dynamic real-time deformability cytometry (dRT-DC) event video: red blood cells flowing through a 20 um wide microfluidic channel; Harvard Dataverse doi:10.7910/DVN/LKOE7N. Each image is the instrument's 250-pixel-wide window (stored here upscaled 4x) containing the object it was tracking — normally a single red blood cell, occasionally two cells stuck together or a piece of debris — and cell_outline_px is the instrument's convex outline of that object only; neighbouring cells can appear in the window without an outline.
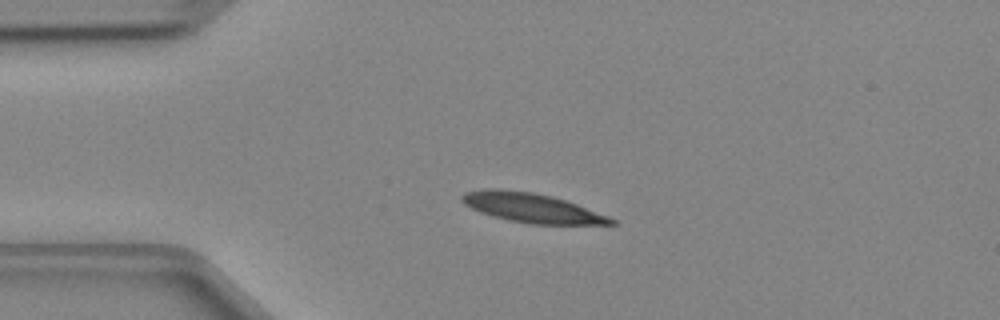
{"species": "Egyptian fruit bat (a non-hibernating species)", "species_latin": "Rousettus aegyptiacus", "temperature_condition": "cold", "stored_images_in_passage": 32, "camera_frame_rate_fps": 3000, "um_per_image_px": 0.085, "animal": {"sex": "female"}, "frame": {"image": 1, "passage_image": 1, "time_ms": 0.0, "image_size_px": [1000, 320], "cell_outline_px": [[616, 224], [528, 224], [508, 220], [492, 216], [480, 212], [464, 204], [460, 200], [460, 196], [464, 192], [484, 188], [500, 188], [532, 192], [552, 196], [576, 204], [608, 216], [616, 220]], "centroid_in_image_um": [45.13, 17.65], "position_along_channel_um": 39.9, "area_um2": 25.55}}
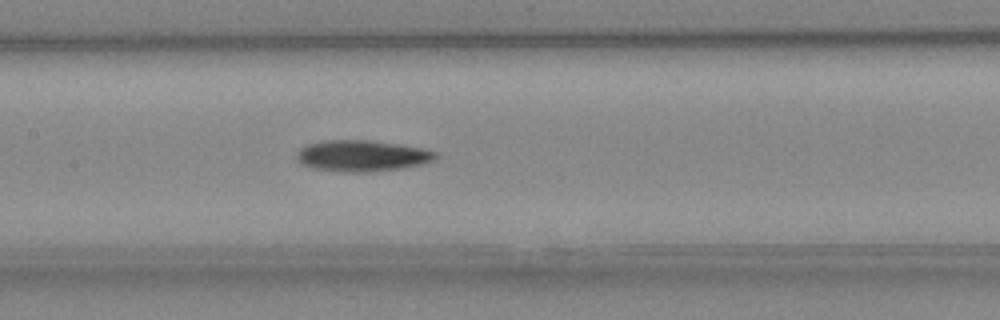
{"frame": {"image": 2, "passage_image": 11, "time_ms": 3.333, "image_size_px": [1000, 320], "cell_outline_px": [[440, 156], [436, 160], [424, 164], [404, 168], [368, 172], [344, 172], [312, 168], [300, 164], [296, 160], [296, 152], [300, 148], [308, 144], [324, 140], [368, 140], [424, 148], [436, 152]], "centroid_in_image_um": [30.78, 13.25], "position_along_channel_um": 176.6, "area_um2": 25.61}}
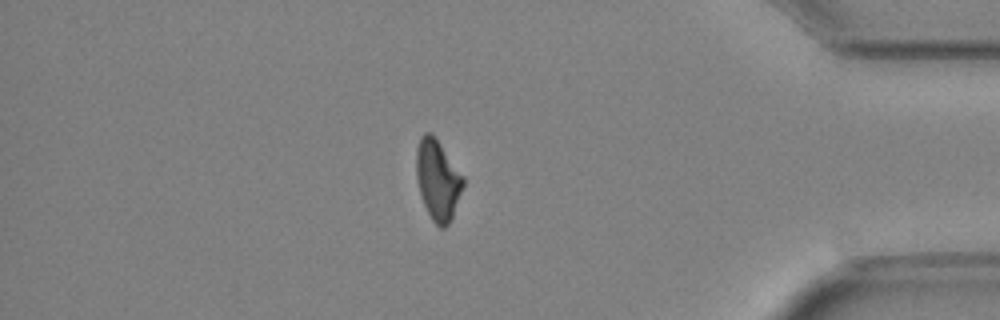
{"frame": {"image": 3, "passage_image": 29, "time_ms": 9.333, "image_size_px": [1000, 320], "cell_outline_px": [[464, 184], [452, 216], [448, 224], [444, 228], [440, 228], [432, 220], [424, 204], [420, 192], [416, 176], [416, 148], [420, 136], [424, 132], [432, 132], [464, 176]], "centroid_in_image_um": [37.19, 15.24], "position_along_channel_um": 398.0, "area_um2": 21.85}}